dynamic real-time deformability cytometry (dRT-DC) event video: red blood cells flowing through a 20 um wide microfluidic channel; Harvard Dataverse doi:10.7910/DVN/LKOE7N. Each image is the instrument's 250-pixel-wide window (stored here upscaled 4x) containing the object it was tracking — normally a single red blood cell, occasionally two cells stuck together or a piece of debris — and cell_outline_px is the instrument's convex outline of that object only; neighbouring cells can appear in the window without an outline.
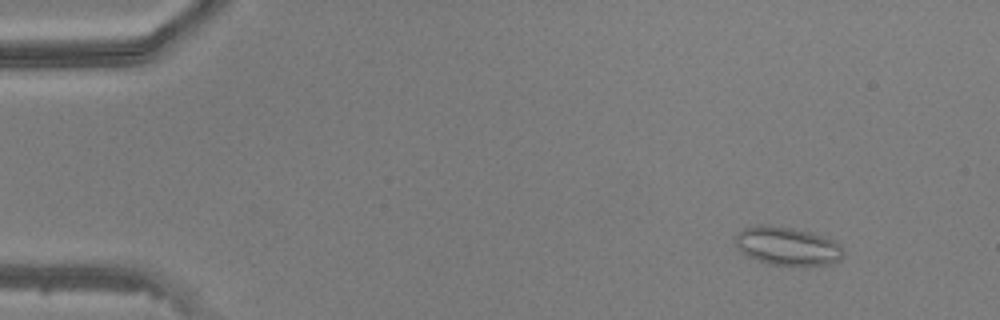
{"species": "common noctule bat (a hibernating species)", "species_latin": "Nyctalus noctula", "temperature_condition": "warm", "stored_images_in_passage": 49, "camera_frame_rate_fps": 3000, "um_per_image_px": 0.085, "animal": {"sex": "male", "body_mass_g": 20.5, "forearm_length_mm": 52.5}, "frame": {"image": 1, "passage_image": 6, "time_ms": 1.667, "image_size_px": [1000, 320], "cell_outline_px": [[844, 252], [840, 260], [832, 264], [768, 264], [748, 256], [740, 252], [736, 248], [736, 236], [744, 228], [760, 224], [768, 224], [792, 228], [812, 232], [836, 240], [840, 244]], "centroid_in_image_um": [66.94, 20.89], "position_along_channel_um": 18.1, "area_um2": 24.1}}
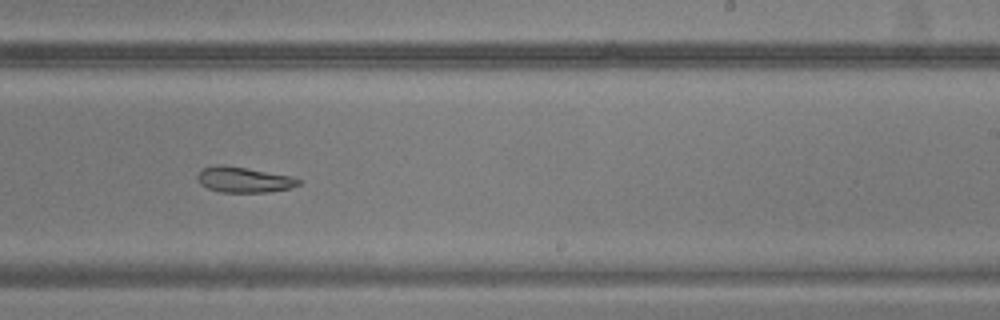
{"frame": {"image": 2, "passage_image": 31, "time_ms": 10.0, "image_size_px": [1000, 320], "cell_outline_px": [[300, 184], [288, 188], [268, 192], [220, 192], [208, 188], [200, 184], [196, 176], [204, 168], [220, 164], [292, 176], [300, 180]], "centroid_in_image_um": [20.71, 15.28], "position_along_channel_um": 268.3, "area_um2": 14.74}}
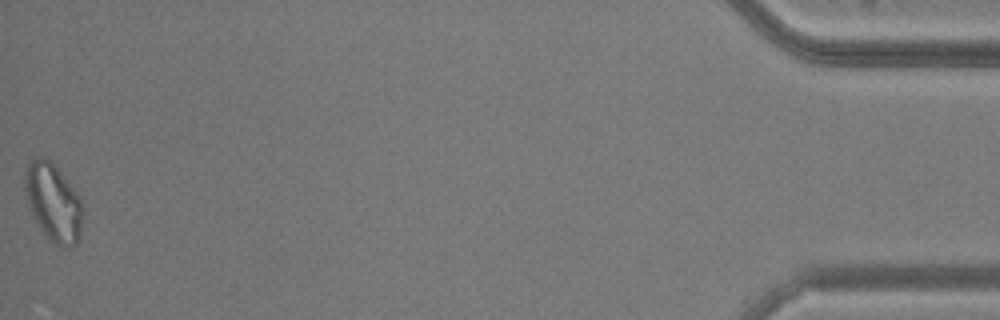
{"frame": {"image": 3, "passage_image": 49, "time_ms": 16.0, "image_size_px": [1000, 320], "cell_outline_px": [[80, 236], [76, 244], [68, 248], [64, 248], [48, 240], [32, 212], [28, 204], [24, 188], [24, 172], [28, 164], [32, 160], [40, 156], [44, 156], [56, 168], [80, 196]], "centroid_in_image_um": [4.5, 17.21], "position_along_channel_um": 430.7, "area_um2": 25.55}}